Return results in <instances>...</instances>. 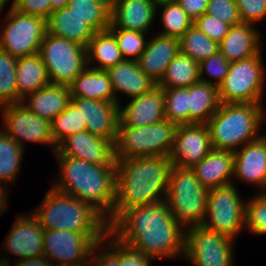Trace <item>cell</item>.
Instances as JSON below:
<instances>
[{"mask_svg": "<svg viewBox=\"0 0 266 266\" xmlns=\"http://www.w3.org/2000/svg\"><path fill=\"white\" fill-rule=\"evenodd\" d=\"M109 236L114 239H111V242H109L110 244L105 246L104 250L102 248V242H104V240L95 244L92 255L90 256L92 257L90 258V266H122V242L113 237L110 232ZM99 247L102 248V253H100ZM98 251L99 253H96Z\"/></svg>", "mask_w": 266, "mask_h": 266, "instance_id": "43", "label": "cell"}, {"mask_svg": "<svg viewBox=\"0 0 266 266\" xmlns=\"http://www.w3.org/2000/svg\"><path fill=\"white\" fill-rule=\"evenodd\" d=\"M230 62L224 57L220 50L208 57V59L203 60L199 63V78L200 81L219 86L226 75L228 74ZM204 73H208L209 76L214 77H204ZM215 80V81H214Z\"/></svg>", "mask_w": 266, "mask_h": 266, "instance_id": "42", "label": "cell"}, {"mask_svg": "<svg viewBox=\"0 0 266 266\" xmlns=\"http://www.w3.org/2000/svg\"><path fill=\"white\" fill-rule=\"evenodd\" d=\"M180 52L190 56L197 63L208 59L219 51V43L210 39L195 25H192L179 39Z\"/></svg>", "mask_w": 266, "mask_h": 266, "instance_id": "34", "label": "cell"}, {"mask_svg": "<svg viewBox=\"0 0 266 266\" xmlns=\"http://www.w3.org/2000/svg\"><path fill=\"white\" fill-rule=\"evenodd\" d=\"M15 77L21 99L51 83L39 53L17 58Z\"/></svg>", "mask_w": 266, "mask_h": 266, "instance_id": "29", "label": "cell"}, {"mask_svg": "<svg viewBox=\"0 0 266 266\" xmlns=\"http://www.w3.org/2000/svg\"><path fill=\"white\" fill-rule=\"evenodd\" d=\"M70 102L71 94L69 86L53 83L40 88L21 100V103L29 111L50 123L67 108Z\"/></svg>", "mask_w": 266, "mask_h": 266, "instance_id": "25", "label": "cell"}, {"mask_svg": "<svg viewBox=\"0 0 266 266\" xmlns=\"http://www.w3.org/2000/svg\"><path fill=\"white\" fill-rule=\"evenodd\" d=\"M220 105L218 87L199 81L189 87V124H207Z\"/></svg>", "mask_w": 266, "mask_h": 266, "instance_id": "30", "label": "cell"}, {"mask_svg": "<svg viewBox=\"0 0 266 266\" xmlns=\"http://www.w3.org/2000/svg\"><path fill=\"white\" fill-rule=\"evenodd\" d=\"M55 157L61 174L52 187L91 205L109 225L116 200V165L92 164L65 155Z\"/></svg>", "mask_w": 266, "mask_h": 266, "instance_id": "3", "label": "cell"}, {"mask_svg": "<svg viewBox=\"0 0 266 266\" xmlns=\"http://www.w3.org/2000/svg\"><path fill=\"white\" fill-rule=\"evenodd\" d=\"M156 0H111L109 28L147 33L156 17Z\"/></svg>", "mask_w": 266, "mask_h": 266, "instance_id": "20", "label": "cell"}, {"mask_svg": "<svg viewBox=\"0 0 266 266\" xmlns=\"http://www.w3.org/2000/svg\"><path fill=\"white\" fill-rule=\"evenodd\" d=\"M115 140H108L83 131L61 140L54 155H65L98 165H116Z\"/></svg>", "mask_w": 266, "mask_h": 266, "instance_id": "16", "label": "cell"}, {"mask_svg": "<svg viewBox=\"0 0 266 266\" xmlns=\"http://www.w3.org/2000/svg\"><path fill=\"white\" fill-rule=\"evenodd\" d=\"M264 75L261 53L230 62L228 74L218 86L220 103H261Z\"/></svg>", "mask_w": 266, "mask_h": 266, "instance_id": "8", "label": "cell"}, {"mask_svg": "<svg viewBox=\"0 0 266 266\" xmlns=\"http://www.w3.org/2000/svg\"><path fill=\"white\" fill-rule=\"evenodd\" d=\"M150 259L143 252L122 242V266H152Z\"/></svg>", "mask_w": 266, "mask_h": 266, "instance_id": "48", "label": "cell"}, {"mask_svg": "<svg viewBox=\"0 0 266 266\" xmlns=\"http://www.w3.org/2000/svg\"><path fill=\"white\" fill-rule=\"evenodd\" d=\"M86 49L88 65L92 66L90 65L92 60L99 62L98 65L91 67L94 69L106 71L108 68L125 60L115 36L108 29L94 33Z\"/></svg>", "mask_w": 266, "mask_h": 266, "instance_id": "31", "label": "cell"}, {"mask_svg": "<svg viewBox=\"0 0 266 266\" xmlns=\"http://www.w3.org/2000/svg\"><path fill=\"white\" fill-rule=\"evenodd\" d=\"M108 231L151 260L183 255L184 229L175 221L166 200L123 210Z\"/></svg>", "mask_w": 266, "mask_h": 266, "instance_id": "1", "label": "cell"}, {"mask_svg": "<svg viewBox=\"0 0 266 266\" xmlns=\"http://www.w3.org/2000/svg\"><path fill=\"white\" fill-rule=\"evenodd\" d=\"M183 255L194 266H232L235 240L203 225L184 229Z\"/></svg>", "mask_w": 266, "mask_h": 266, "instance_id": "12", "label": "cell"}, {"mask_svg": "<svg viewBox=\"0 0 266 266\" xmlns=\"http://www.w3.org/2000/svg\"><path fill=\"white\" fill-rule=\"evenodd\" d=\"M43 237L44 229L36 216L33 213L21 215L5 238L3 248L20 259L39 257L43 255Z\"/></svg>", "mask_w": 266, "mask_h": 266, "instance_id": "18", "label": "cell"}, {"mask_svg": "<svg viewBox=\"0 0 266 266\" xmlns=\"http://www.w3.org/2000/svg\"><path fill=\"white\" fill-rule=\"evenodd\" d=\"M108 30L115 36L123 58L137 61L146 47L145 33L121 28H108Z\"/></svg>", "mask_w": 266, "mask_h": 266, "instance_id": "40", "label": "cell"}, {"mask_svg": "<svg viewBox=\"0 0 266 266\" xmlns=\"http://www.w3.org/2000/svg\"><path fill=\"white\" fill-rule=\"evenodd\" d=\"M33 214L44 230H68L105 237L107 220L91 205L51 187Z\"/></svg>", "mask_w": 266, "mask_h": 266, "instance_id": "4", "label": "cell"}, {"mask_svg": "<svg viewBox=\"0 0 266 266\" xmlns=\"http://www.w3.org/2000/svg\"><path fill=\"white\" fill-rule=\"evenodd\" d=\"M245 204V228L257 235H266V192H260Z\"/></svg>", "mask_w": 266, "mask_h": 266, "instance_id": "41", "label": "cell"}, {"mask_svg": "<svg viewBox=\"0 0 266 266\" xmlns=\"http://www.w3.org/2000/svg\"><path fill=\"white\" fill-rule=\"evenodd\" d=\"M233 176L266 192V137L261 136L234 152Z\"/></svg>", "mask_w": 266, "mask_h": 266, "instance_id": "21", "label": "cell"}, {"mask_svg": "<svg viewBox=\"0 0 266 266\" xmlns=\"http://www.w3.org/2000/svg\"><path fill=\"white\" fill-rule=\"evenodd\" d=\"M47 32L88 47L94 31L68 6L53 11L47 19Z\"/></svg>", "mask_w": 266, "mask_h": 266, "instance_id": "28", "label": "cell"}, {"mask_svg": "<svg viewBox=\"0 0 266 266\" xmlns=\"http://www.w3.org/2000/svg\"><path fill=\"white\" fill-rule=\"evenodd\" d=\"M111 238L109 231L105 237H87L83 233L68 230H44L43 255L53 265H89L95 244Z\"/></svg>", "mask_w": 266, "mask_h": 266, "instance_id": "13", "label": "cell"}, {"mask_svg": "<svg viewBox=\"0 0 266 266\" xmlns=\"http://www.w3.org/2000/svg\"><path fill=\"white\" fill-rule=\"evenodd\" d=\"M83 131H86V121H83L80 110L72 101L51 122V135L55 145L65 137Z\"/></svg>", "mask_w": 266, "mask_h": 266, "instance_id": "37", "label": "cell"}, {"mask_svg": "<svg viewBox=\"0 0 266 266\" xmlns=\"http://www.w3.org/2000/svg\"><path fill=\"white\" fill-rule=\"evenodd\" d=\"M234 152L212 149L191 169L199 182L208 190L232 184Z\"/></svg>", "mask_w": 266, "mask_h": 266, "instance_id": "24", "label": "cell"}, {"mask_svg": "<svg viewBox=\"0 0 266 266\" xmlns=\"http://www.w3.org/2000/svg\"><path fill=\"white\" fill-rule=\"evenodd\" d=\"M193 25L217 43H220L224 39L230 28L228 24L207 13L197 18Z\"/></svg>", "mask_w": 266, "mask_h": 266, "instance_id": "45", "label": "cell"}, {"mask_svg": "<svg viewBox=\"0 0 266 266\" xmlns=\"http://www.w3.org/2000/svg\"><path fill=\"white\" fill-rule=\"evenodd\" d=\"M7 189L4 190V187L3 186H0V215L1 213H3V210H6L4 208H6V204L7 203V193H6Z\"/></svg>", "mask_w": 266, "mask_h": 266, "instance_id": "51", "label": "cell"}, {"mask_svg": "<svg viewBox=\"0 0 266 266\" xmlns=\"http://www.w3.org/2000/svg\"><path fill=\"white\" fill-rule=\"evenodd\" d=\"M253 24L231 26L219 43V50L229 62L253 57L261 52L260 33Z\"/></svg>", "mask_w": 266, "mask_h": 266, "instance_id": "26", "label": "cell"}, {"mask_svg": "<svg viewBox=\"0 0 266 266\" xmlns=\"http://www.w3.org/2000/svg\"><path fill=\"white\" fill-rule=\"evenodd\" d=\"M186 14L195 21L207 11L209 0H176Z\"/></svg>", "mask_w": 266, "mask_h": 266, "instance_id": "49", "label": "cell"}, {"mask_svg": "<svg viewBox=\"0 0 266 266\" xmlns=\"http://www.w3.org/2000/svg\"><path fill=\"white\" fill-rule=\"evenodd\" d=\"M262 103H220L207 122L212 148L235 152L238 145L260 138L259 128L265 116Z\"/></svg>", "mask_w": 266, "mask_h": 266, "instance_id": "5", "label": "cell"}, {"mask_svg": "<svg viewBox=\"0 0 266 266\" xmlns=\"http://www.w3.org/2000/svg\"><path fill=\"white\" fill-rule=\"evenodd\" d=\"M234 183L209 190L203 225L235 240L245 227V201Z\"/></svg>", "mask_w": 266, "mask_h": 266, "instance_id": "10", "label": "cell"}, {"mask_svg": "<svg viewBox=\"0 0 266 266\" xmlns=\"http://www.w3.org/2000/svg\"><path fill=\"white\" fill-rule=\"evenodd\" d=\"M51 263L47 257L42 255L35 258L19 259L15 262L14 266H54Z\"/></svg>", "mask_w": 266, "mask_h": 266, "instance_id": "50", "label": "cell"}, {"mask_svg": "<svg viewBox=\"0 0 266 266\" xmlns=\"http://www.w3.org/2000/svg\"><path fill=\"white\" fill-rule=\"evenodd\" d=\"M212 149L207 124L177 125L169 157L174 166L192 168Z\"/></svg>", "mask_w": 266, "mask_h": 266, "instance_id": "15", "label": "cell"}, {"mask_svg": "<svg viewBox=\"0 0 266 266\" xmlns=\"http://www.w3.org/2000/svg\"><path fill=\"white\" fill-rule=\"evenodd\" d=\"M177 125L164 119L141 127H127L120 120L115 140L116 159L169 156Z\"/></svg>", "mask_w": 266, "mask_h": 266, "instance_id": "7", "label": "cell"}, {"mask_svg": "<svg viewBox=\"0 0 266 266\" xmlns=\"http://www.w3.org/2000/svg\"><path fill=\"white\" fill-rule=\"evenodd\" d=\"M0 31V49L17 58L39 53L47 33V20L19 13L10 7Z\"/></svg>", "mask_w": 266, "mask_h": 266, "instance_id": "11", "label": "cell"}, {"mask_svg": "<svg viewBox=\"0 0 266 266\" xmlns=\"http://www.w3.org/2000/svg\"><path fill=\"white\" fill-rule=\"evenodd\" d=\"M165 97L162 87L132 98L124 108L119 106V120L127 127H141L158 123L165 118Z\"/></svg>", "mask_w": 266, "mask_h": 266, "instance_id": "19", "label": "cell"}, {"mask_svg": "<svg viewBox=\"0 0 266 266\" xmlns=\"http://www.w3.org/2000/svg\"><path fill=\"white\" fill-rule=\"evenodd\" d=\"M54 266H90V264L89 265H59V264H56Z\"/></svg>", "mask_w": 266, "mask_h": 266, "instance_id": "53", "label": "cell"}, {"mask_svg": "<svg viewBox=\"0 0 266 266\" xmlns=\"http://www.w3.org/2000/svg\"><path fill=\"white\" fill-rule=\"evenodd\" d=\"M209 190L191 168L172 166L165 200L175 221L184 229L201 225L206 218Z\"/></svg>", "mask_w": 266, "mask_h": 266, "instance_id": "6", "label": "cell"}, {"mask_svg": "<svg viewBox=\"0 0 266 266\" xmlns=\"http://www.w3.org/2000/svg\"><path fill=\"white\" fill-rule=\"evenodd\" d=\"M5 128L3 131L23 148L25 141L44 143L55 151L51 123L29 111L22 103L1 106Z\"/></svg>", "mask_w": 266, "mask_h": 266, "instance_id": "14", "label": "cell"}, {"mask_svg": "<svg viewBox=\"0 0 266 266\" xmlns=\"http://www.w3.org/2000/svg\"><path fill=\"white\" fill-rule=\"evenodd\" d=\"M162 7L161 22L165 28L160 35L176 37L180 39L193 25L194 21L186 14L176 0H162L157 3Z\"/></svg>", "mask_w": 266, "mask_h": 266, "instance_id": "36", "label": "cell"}, {"mask_svg": "<svg viewBox=\"0 0 266 266\" xmlns=\"http://www.w3.org/2000/svg\"><path fill=\"white\" fill-rule=\"evenodd\" d=\"M206 13L230 27L242 23L235 0H209Z\"/></svg>", "mask_w": 266, "mask_h": 266, "instance_id": "44", "label": "cell"}, {"mask_svg": "<svg viewBox=\"0 0 266 266\" xmlns=\"http://www.w3.org/2000/svg\"><path fill=\"white\" fill-rule=\"evenodd\" d=\"M8 0H0V6H5Z\"/></svg>", "mask_w": 266, "mask_h": 266, "instance_id": "54", "label": "cell"}, {"mask_svg": "<svg viewBox=\"0 0 266 266\" xmlns=\"http://www.w3.org/2000/svg\"><path fill=\"white\" fill-rule=\"evenodd\" d=\"M180 53V42L176 37L157 34L146 43L137 62L140 69L158 84L172 60Z\"/></svg>", "mask_w": 266, "mask_h": 266, "instance_id": "22", "label": "cell"}, {"mask_svg": "<svg viewBox=\"0 0 266 266\" xmlns=\"http://www.w3.org/2000/svg\"><path fill=\"white\" fill-rule=\"evenodd\" d=\"M12 8L25 15H35L48 19L52 13L51 0H13Z\"/></svg>", "mask_w": 266, "mask_h": 266, "instance_id": "47", "label": "cell"}, {"mask_svg": "<svg viewBox=\"0 0 266 266\" xmlns=\"http://www.w3.org/2000/svg\"><path fill=\"white\" fill-rule=\"evenodd\" d=\"M242 23L255 24L266 16V0H235Z\"/></svg>", "mask_w": 266, "mask_h": 266, "instance_id": "46", "label": "cell"}, {"mask_svg": "<svg viewBox=\"0 0 266 266\" xmlns=\"http://www.w3.org/2000/svg\"><path fill=\"white\" fill-rule=\"evenodd\" d=\"M106 72L109 75L116 103L119 106L118 92L119 94L122 92L132 99L147 93L157 85L140 69L135 60H124L108 68Z\"/></svg>", "mask_w": 266, "mask_h": 266, "instance_id": "23", "label": "cell"}, {"mask_svg": "<svg viewBox=\"0 0 266 266\" xmlns=\"http://www.w3.org/2000/svg\"><path fill=\"white\" fill-rule=\"evenodd\" d=\"M39 54L53 84L69 85L88 66L86 47L48 32Z\"/></svg>", "mask_w": 266, "mask_h": 266, "instance_id": "9", "label": "cell"}, {"mask_svg": "<svg viewBox=\"0 0 266 266\" xmlns=\"http://www.w3.org/2000/svg\"><path fill=\"white\" fill-rule=\"evenodd\" d=\"M199 81V63L180 52L168 65L162 80L157 85L163 89H171L190 87Z\"/></svg>", "mask_w": 266, "mask_h": 266, "instance_id": "32", "label": "cell"}, {"mask_svg": "<svg viewBox=\"0 0 266 266\" xmlns=\"http://www.w3.org/2000/svg\"><path fill=\"white\" fill-rule=\"evenodd\" d=\"M86 121V130L92 135L116 140L119 124V104L81 97H71Z\"/></svg>", "mask_w": 266, "mask_h": 266, "instance_id": "17", "label": "cell"}, {"mask_svg": "<svg viewBox=\"0 0 266 266\" xmlns=\"http://www.w3.org/2000/svg\"><path fill=\"white\" fill-rule=\"evenodd\" d=\"M24 149L3 130L0 131V181H3L2 183H10L16 179ZM0 186L3 185L0 183Z\"/></svg>", "mask_w": 266, "mask_h": 266, "instance_id": "35", "label": "cell"}, {"mask_svg": "<svg viewBox=\"0 0 266 266\" xmlns=\"http://www.w3.org/2000/svg\"><path fill=\"white\" fill-rule=\"evenodd\" d=\"M95 33L111 23V0H69L68 5Z\"/></svg>", "mask_w": 266, "mask_h": 266, "instance_id": "33", "label": "cell"}, {"mask_svg": "<svg viewBox=\"0 0 266 266\" xmlns=\"http://www.w3.org/2000/svg\"><path fill=\"white\" fill-rule=\"evenodd\" d=\"M69 0H51L52 3V12L62 9L68 5Z\"/></svg>", "mask_w": 266, "mask_h": 266, "instance_id": "52", "label": "cell"}, {"mask_svg": "<svg viewBox=\"0 0 266 266\" xmlns=\"http://www.w3.org/2000/svg\"><path fill=\"white\" fill-rule=\"evenodd\" d=\"M165 118L176 125L189 124V87L163 89Z\"/></svg>", "mask_w": 266, "mask_h": 266, "instance_id": "39", "label": "cell"}, {"mask_svg": "<svg viewBox=\"0 0 266 266\" xmlns=\"http://www.w3.org/2000/svg\"><path fill=\"white\" fill-rule=\"evenodd\" d=\"M172 166L169 156L116 159L113 220L127 208L165 200Z\"/></svg>", "mask_w": 266, "mask_h": 266, "instance_id": "2", "label": "cell"}, {"mask_svg": "<svg viewBox=\"0 0 266 266\" xmlns=\"http://www.w3.org/2000/svg\"><path fill=\"white\" fill-rule=\"evenodd\" d=\"M71 97L116 102L108 73L87 66L69 85Z\"/></svg>", "mask_w": 266, "mask_h": 266, "instance_id": "27", "label": "cell"}, {"mask_svg": "<svg viewBox=\"0 0 266 266\" xmlns=\"http://www.w3.org/2000/svg\"><path fill=\"white\" fill-rule=\"evenodd\" d=\"M17 59L0 49V107L21 103L16 84Z\"/></svg>", "mask_w": 266, "mask_h": 266, "instance_id": "38", "label": "cell"}]
</instances>
